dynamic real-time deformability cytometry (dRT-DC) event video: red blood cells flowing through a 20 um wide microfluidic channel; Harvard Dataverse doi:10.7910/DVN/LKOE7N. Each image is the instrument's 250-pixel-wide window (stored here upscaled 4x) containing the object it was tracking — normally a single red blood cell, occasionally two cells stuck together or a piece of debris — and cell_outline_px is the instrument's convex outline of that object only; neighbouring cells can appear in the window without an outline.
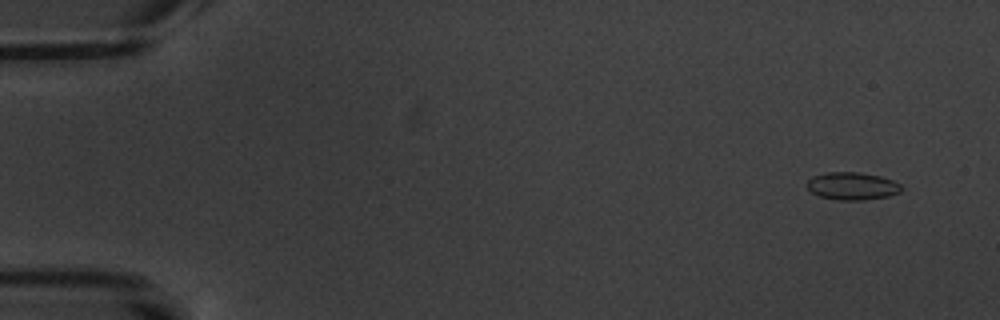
{"species": "common noctule bat (a hibernating species)", "species_latin": "Nyctalus noctula", "temperature_condition": "warm", "stored_images_in_passage": 6, "camera_frame_rate_fps": 3000, "um_per_image_px": 0.085, "animal": {"sex": "male", "body_mass_g": 20.1, "forearm_length_mm": 53.5}, "frame": {"image": 1, "passage_image": 1, "time_ms": 0.0, "image_size_px": [1000, 320], "cell_outline_px": [[904, 188], [900, 192], [888, 196], [864, 200], [840, 200], [820, 196], [812, 192], [808, 188], [808, 180], [812, 176], [824, 172], [860, 172], [880, 176], [892, 180], [900, 184]], "centroid_in_image_um": [72.46, 15.8], "position_along_channel_um": 12.5, "area_um2": 15.2}}
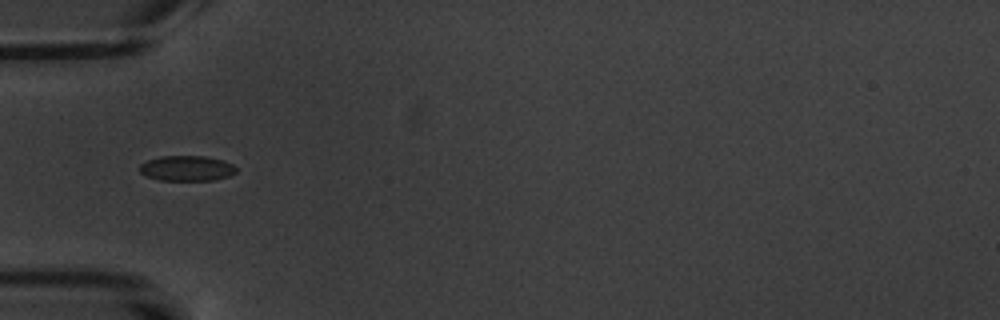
{"frame": {"image": 2, "passage_image": 4, "time_ms": 5.333, "image_size_px": [1000, 320], "cell_outline_px": [[236, 172], [228, 176], [212, 180], [160, 180], [144, 176], [140, 172], [140, 164], [148, 160], [160, 156], [204, 156], [224, 160], [232, 164], [236, 168]], "centroid_in_image_um": [15.86, 14.3], "position_along_channel_um": 69.1, "area_um2": 14.22}}
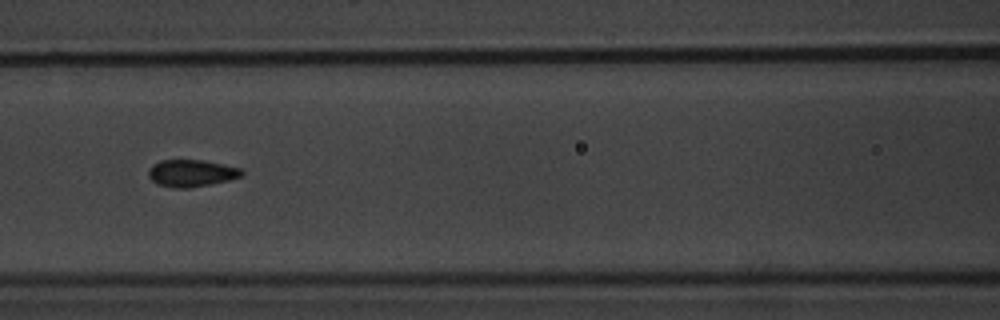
{"frame": {"image": 3, "passage_image": 6, "time_ms": 7.667, "image_size_px": [1000, 320], "cell_outline_px": [[244, 176], [228, 180], [188, 188], [176, 188], [156, 184], [148, 176], [148, 172], [152, 164], [160, 160], [204, 160], [240, 168], [244, 172]], "centroid_in_image_um": [16.26, 14.71], "position_along_channel_um": 150.3, "area_um2": 14.68}}